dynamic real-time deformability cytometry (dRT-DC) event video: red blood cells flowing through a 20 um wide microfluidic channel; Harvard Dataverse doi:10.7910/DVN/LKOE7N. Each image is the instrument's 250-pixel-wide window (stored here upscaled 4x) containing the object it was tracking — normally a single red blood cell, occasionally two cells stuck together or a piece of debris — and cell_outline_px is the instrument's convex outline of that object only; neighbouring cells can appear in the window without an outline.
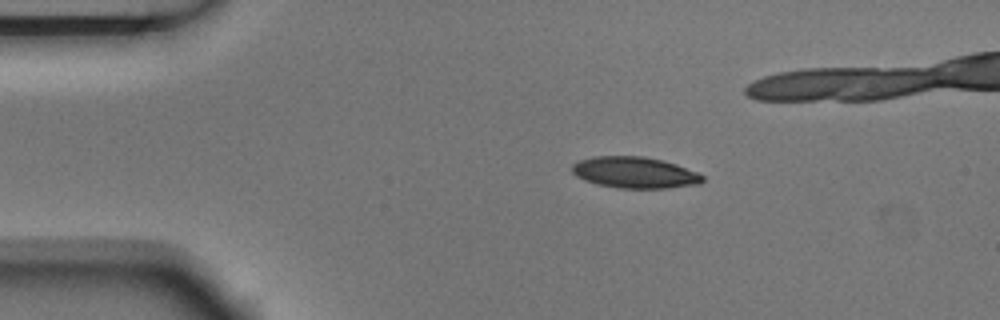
{"species": "Egyptian fruit bat (a non-hibernating species)", "species_latin": "Rousettus aegyptiacus", "temperature_condition": "room temperature", "stored_images_in_passage": 7, "segment_of_instrument_passage": [1, 2], "camera_frame_rate_fps": 3000, "um_per_image_px": 0.085, "animal": {"sex": "male"}, "frame": {"image": 1, "passage_image": 2, "time_ms": 0.333, "image_size_px": [1000, 320], "cell_outline_px": [[704, 180], [700, 184], [668, 188], [616, 188], [596, 184], [584, 180], [576, 176], [572, 172], [572, 164], [580, 160], [592, 156], [644, 156], [664, 160], [676, 164], [696, 172], [704, 176]], "centroid_in_image_um": [53.94, 14.66], "position_along_channel_um": 31.1, "area_um2": 23.99}}
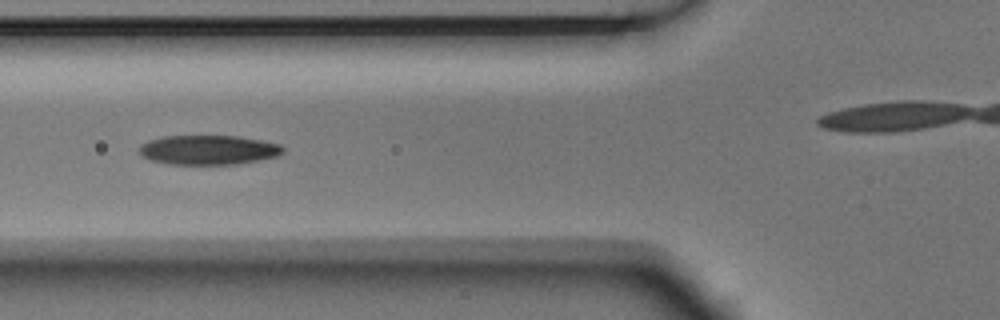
{"frame": {"image": 2, "passage_image": 5, "time_ms": 1.333, "image_size_px": [1000, 320], "cell_outline_px": [[284, 152], [276, 156], [236, 164], [172, 164], [152, 160], [144, 156], [140, 152], [140, 144], [148, 140], [164, 136], [240, 136], [280, 144], [284, 148]], "centroid_in_image_um": [17.72, 12.73], "position_along_channel_um": 108.1, "area_um2": 24.45}}
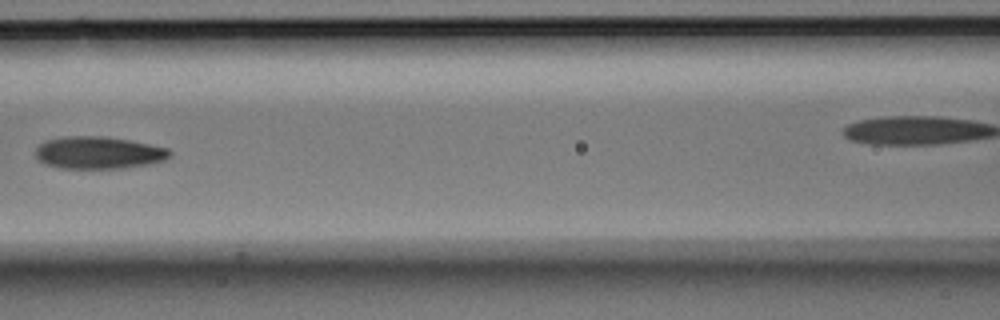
{"frame": {"image": 3, "passage_image": 6, "time_ms": 1.667, "image_size_px": [1000, 320], "cell_outline_px": [[172, 156], [164, 160], [152, 164], [124, 168], [60, 168], [44, 164], [36, 156], [36, 148], [40, 144], [48, 140], [64, 136], [104, 136], [128, 140], [168, 148], [172, 152]], "centroid_in_image_um": [8.41, 12.98], "position_along_channel_um": 158.2, "area_um2": 25.32}}